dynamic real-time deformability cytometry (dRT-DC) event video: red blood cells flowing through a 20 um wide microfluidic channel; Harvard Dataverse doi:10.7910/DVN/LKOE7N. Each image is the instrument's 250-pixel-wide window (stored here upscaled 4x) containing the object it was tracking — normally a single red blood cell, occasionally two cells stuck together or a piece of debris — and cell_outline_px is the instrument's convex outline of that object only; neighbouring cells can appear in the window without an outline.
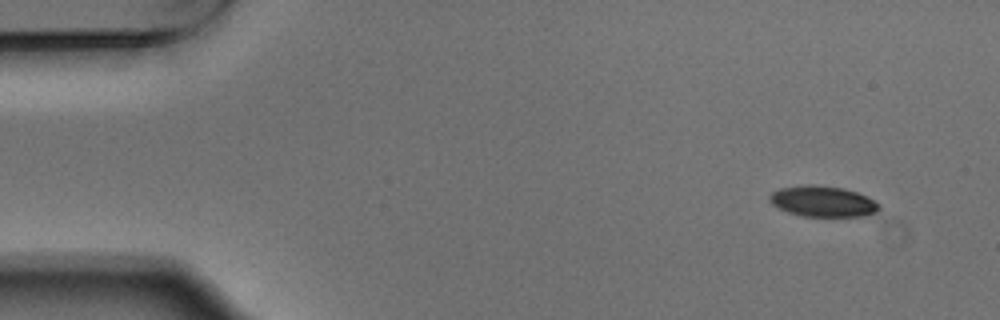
{"species": "Egyptian fruit bat (a non-hibernating species)", "species_latin": "Rousettus aegyptiacus", "temperature_condition": "warm", "stored_images_in_passage": 5, "segment_of_instrument_passage": [1, 2], "camera_frame_rate_fps": 3000, "um_per_image_px": 0.085, "animal": {"sex": "male"}, "frame": {"image": 1, "passage_image": 1, "time_ms": 0.0, "image_size_px": [1000, 320], "cell_outline_px": [[880, 208], [876, 212], [864, 216], [804, 216], [788, 212], [772, 204], [768, 196], [772, 192], [780, 188], [808, 184], [812, 184], [844, 188], [868, 196], [880, 204]], "centroid_in_image_um": [69.96, 17.11], "position_along_channel_um": 15.0, "area_um2": 19.65}}
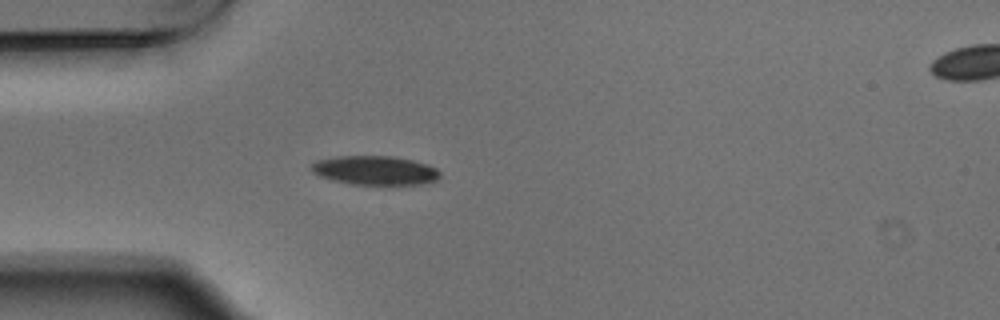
{"frame": {"image": 2, "passage_image": 4, "time_ms": 1.0, "image_size_px": [1000, 320], "cell_outline_px": [[440, 176], [436, 180], [420, 184], [352, 184], [332, 180], [320, 176], [312, 172], [312, 164], [316, 160], [340, 156], [392, 156], [412, 160], [428, 164], [436, 168], [440, 172]], "centroid_in_image_um": [31.88, 14.47], "position_along_channel_um": 53.1, "area_um2": 21.62}}